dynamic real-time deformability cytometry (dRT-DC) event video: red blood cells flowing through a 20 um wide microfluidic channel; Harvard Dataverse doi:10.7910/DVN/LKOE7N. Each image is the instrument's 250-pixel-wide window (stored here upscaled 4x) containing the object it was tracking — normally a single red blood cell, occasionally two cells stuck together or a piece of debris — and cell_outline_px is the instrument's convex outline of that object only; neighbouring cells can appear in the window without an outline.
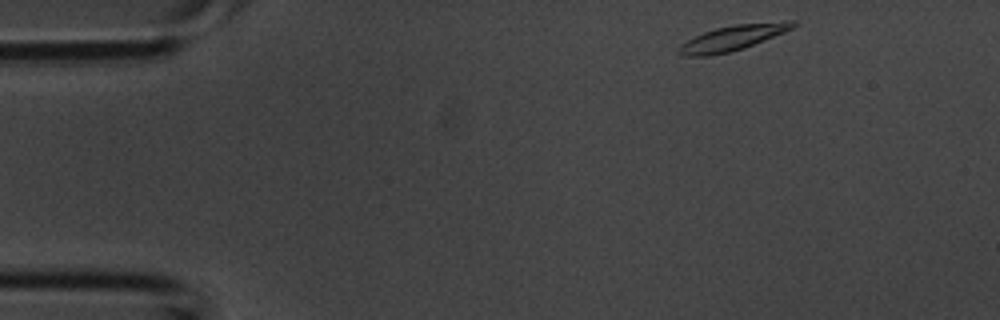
{"species": "common noctule bat (a hibernating species)", "species_latin": "Nyctalus noctula", "temperature_condition": "room temperature", "stored_images_in_passage": 35, "camera_frame_rate_fps": 3000, "um_per_image_px": 0.085, "animal": {"sex": "male", "body_mass_g": 20.1, "forearm_length_mm": 53.5}, "frame": {"image": 1, "passage_image": 1, "time_ms": 0.0, "image_size_px": [1000, 320], "cell_outline_px": [[800, 24], [784, 32], [744, 48], [728, 52], [708, 56], [684, 56], [676, 52], [676, 48], [680, 44], [704, 32], [716, 28], [736, 24], [788, 20], [796, 20]], "centroid_in_image_um": [62.3, 3.21], "position_along_channel_um": 22.7, "area_um2": 16.88}}
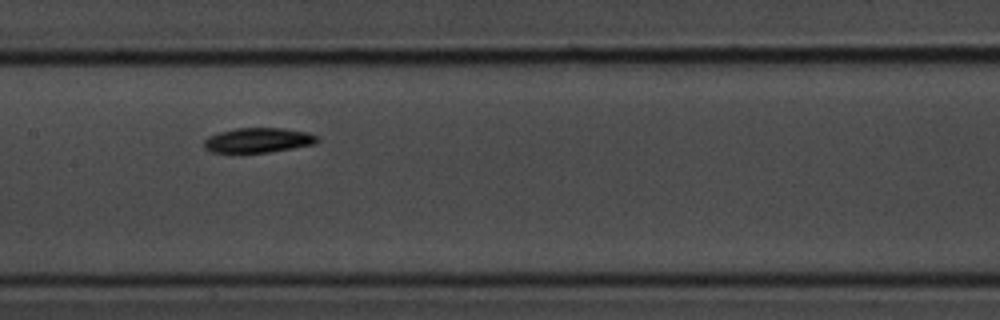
{"frame": {"image": 2, "passage_image": 15, "time_ms": 4.667, "image_size_px": [1000, 320], "cell_outline_px": [[320, 140], [316, 144], [268, 152], [212, 152], [204, 148], [204, 140], [208, 136], [220, 132], [236, 128], [280, 128], [308, 132], [316, 136]], "centroid_in_image_um": [21.95, 11.91], "position_along_channel_um": 185.4, "area_um2": 16.24}}
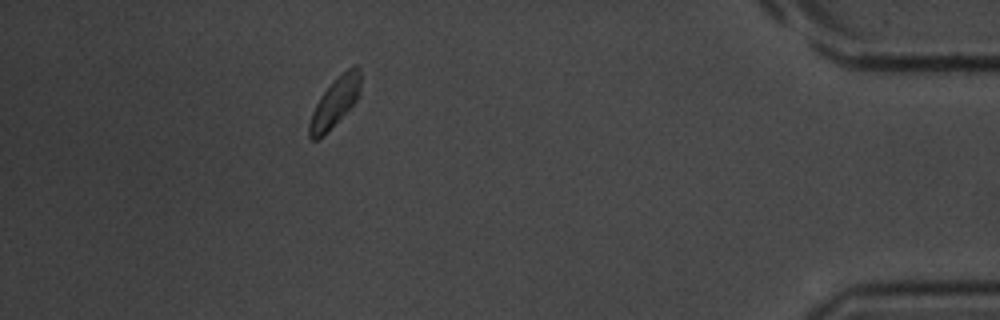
{"frame": {"image": 3, "passage_image": 31, "time_ms": 10.0, "image_size_px": [1000, 320], "cell_outline_px": [[360, 96], [328, 132], [324, 136], [316, 140], [312, 140], [308, 136], [308, 124], [312, 112], [320, 96], [348, 68], [356, 64], [360, 68]], "centroid_in_image_um": [28.46, 8.75], "position_along_channel_um": 406.7, "area_um2": 14.51}}